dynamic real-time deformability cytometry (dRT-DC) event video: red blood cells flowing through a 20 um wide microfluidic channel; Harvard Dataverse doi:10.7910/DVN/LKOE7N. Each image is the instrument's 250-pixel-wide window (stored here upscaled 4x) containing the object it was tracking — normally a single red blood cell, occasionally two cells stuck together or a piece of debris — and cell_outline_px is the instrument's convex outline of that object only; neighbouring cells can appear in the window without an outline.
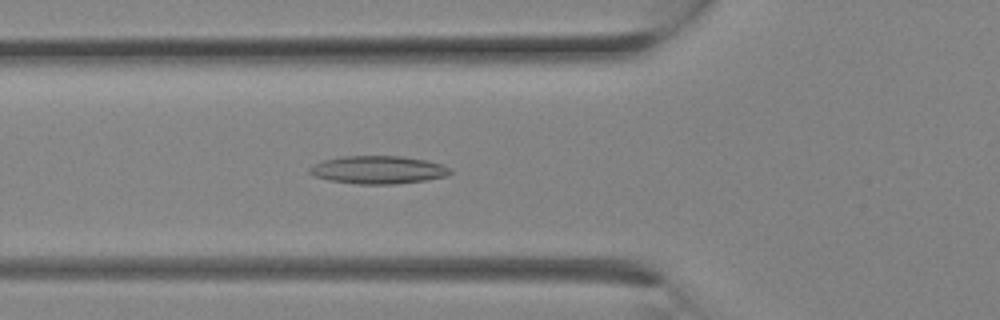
{"species": "Egyptian fruit bat (a non-hibernating species)", "species_latin": "Rousettus aegyptiacus", "temperature_condition": "room temperature", "stored_images_in_passage": 2, "camera_frame_rate_fps": 3000, "um_per_image_px": 0.085, "animal": {"sex": "female"}, "frame": {"image": 1, "passage_image": 2, "time_ms": 0.333, "image_size_px": [1000, 320], "cell_outline_px": [[452, 172], [448, 176], [424, 180], [392, 184], [360, 184], [328, 180], [312, 176], [308, 172], [308, 168], [324, 160], [340, 156], [400, 156], [428, 160], [452, 168]], "centroid_in_image_um": [32.14, 14.43], "position_along_channel_um": 93.7, "area_um2": 22.95}}